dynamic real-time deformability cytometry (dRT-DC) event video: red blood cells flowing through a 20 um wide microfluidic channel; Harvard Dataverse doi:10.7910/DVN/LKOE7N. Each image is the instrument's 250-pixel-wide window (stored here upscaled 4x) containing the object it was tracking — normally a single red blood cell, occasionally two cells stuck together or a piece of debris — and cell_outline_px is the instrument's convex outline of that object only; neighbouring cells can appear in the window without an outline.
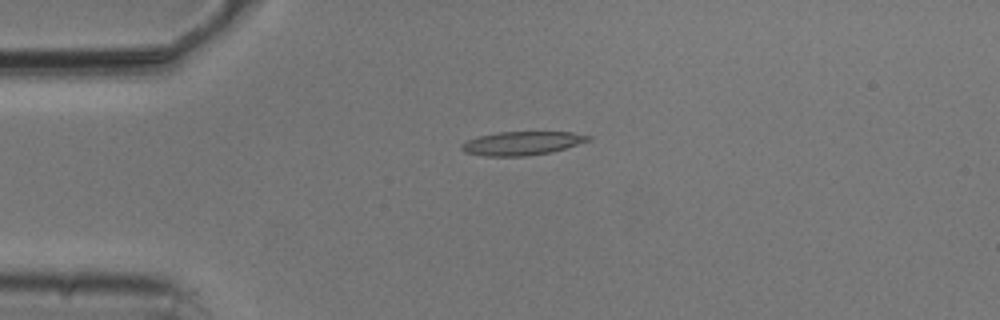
{"species": "common noctule bat (a hibernating species)", "species_latin": "Nyctalus noctula", "temperature_condition": "cold", "stored_images_in_passage": 42, "camera_frame_rate_fps": 3000, "um_per_image_px": 0.085, "animal": {"sex": "male", "body_mass_g": 20.5, "forearm_length_mm": 52.5}, "frame": {"image": 1, "passage_image": 1, "time_ms": 0.0, "image_size_px": [1000, 320], "cell_outline_px": [[592, 140], [552, 152], [524, 156], [484, 156], [464, 152], [460, 148], [460, 144], [468, 140], [480, 136], [496, 132], [572, 132], [592, 136]], "centroid_in_image_um": [44.38, 12.18], "position_along_channel_um": 40.6, "area_um2": 17.51}}
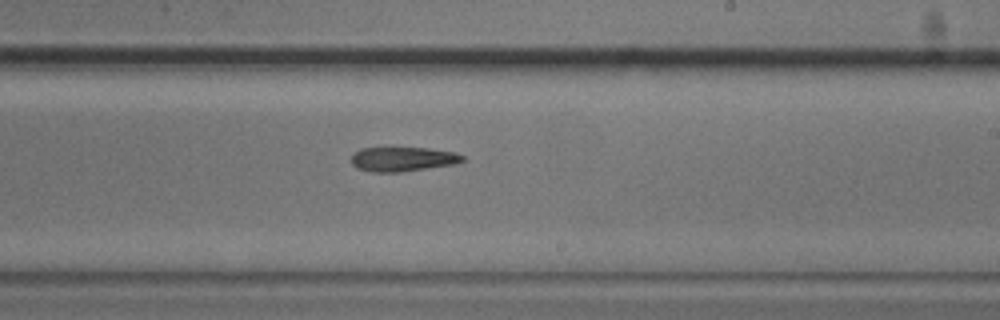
{"frame": {"image": 2, "passage_image": 20, "time_ms": 6.333, "image_size_px": [1000, 320], "cell_outline_px": [[464, 160], [456, 164], [400, 172], [372, 172], [356, 168], [352, 164], [352, 156], [360, 148], [428, 148], [456, 152], [464, 156]], "centroid_in_image_um": [34.26, 13.53], "position_along_channel_um": 254.7, "area_um2": 15.84}}
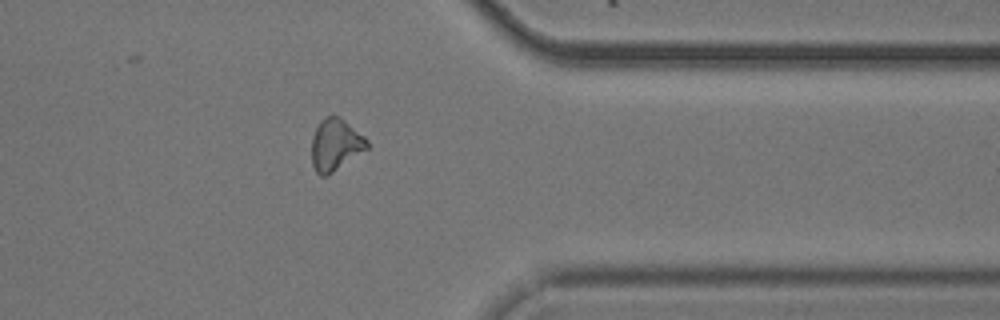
{"frame": {"image": 3, "passage_image": 31, "time_ms": 10.0, "image_size_px": [1000, 320], "cell_outline_px": [[368, 148], [332, 172], [324, 176], [320, 176], [316, 172], [312, 164], [312, 136], [320, 120], [324, 116], [332, 112], [340, 116], [364, 136], [368, 140]], "centroid_in_image_um": [28.5, 12.24], "position_along_channel_um": 382.9, "area_um2": 16.82}, "authors_computed_cell_mechanics": {"area_um2": 16.7331, "velocity_mm_per_s": 3.7743, "shape_relaxation_time_tau1_ms": 6.2415, "shape_relaxation_time_tau2_ms": null, "deformation_change_tau1": 0.1895, "deformation_change_tau2": null}}